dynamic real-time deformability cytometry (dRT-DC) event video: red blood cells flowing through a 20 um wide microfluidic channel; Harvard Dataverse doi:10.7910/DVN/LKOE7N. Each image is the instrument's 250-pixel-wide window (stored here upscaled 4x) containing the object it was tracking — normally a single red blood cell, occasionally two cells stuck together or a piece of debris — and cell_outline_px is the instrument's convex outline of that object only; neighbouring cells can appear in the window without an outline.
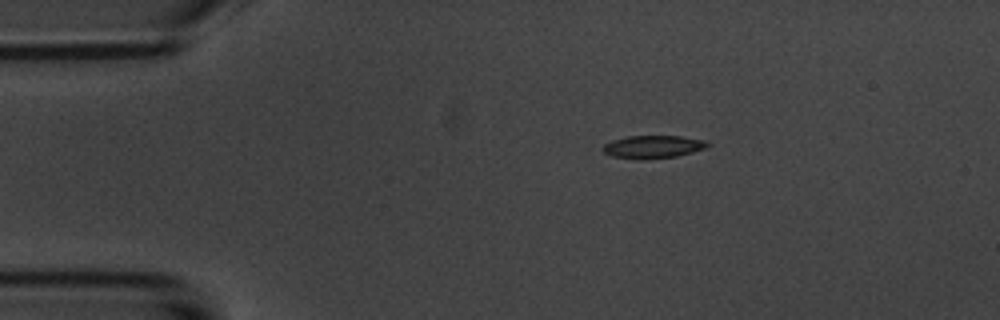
{"species": "common noctule bat (a hibernating species)", "species_latin": "Nyctalus noctula", "temperature_condition": "room temperature", "stored_images_in_passage": 6, "camera_frame_rate_fps": 3000, "um_per_image_px": 0.085, "animal": {"sex": "male", "body_mass_g": 20.1, "forearm_length_mm": 53.5}, "frame": {"image": 1, "passage_image": 1, "time_ms": 0.0, "image_size_px": [1000, 320], "cell_outline_px": [[712, 144], [708, 148], [676, 156], [644, 160], [640, 160], [612, 156], [604, 152], [600, 148], [604, 144], [612, 140], [628, 136], [680, 136], [704, 140]], "centroid_in_image_um": [55.51, 12.48], "position_along_channel_um": 29.5, "area_um2": 14.1}}
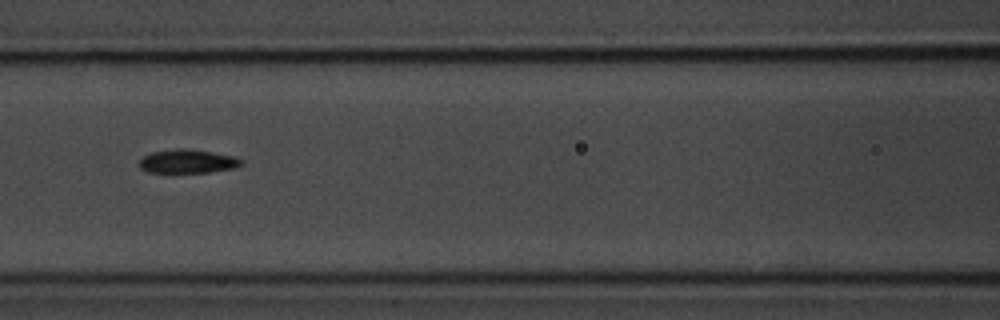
{"frame": {"image": 2, "passage_image": 5, "time_ms": 4.667, "image_size_px": [1000, 320], "cell_outline_px": [[244, 164], [236, 168], [208, 172], [148, 172], [140, 168], [140, 160], [144, 156], [152, 152], [176, 148], [184, 148], [212, 152], [232, 156], [244, 160]], "centroid_in_image_um": [15.98, 13.71], "position_along_channel_um": 150.6, "area_um2": 14.05}}
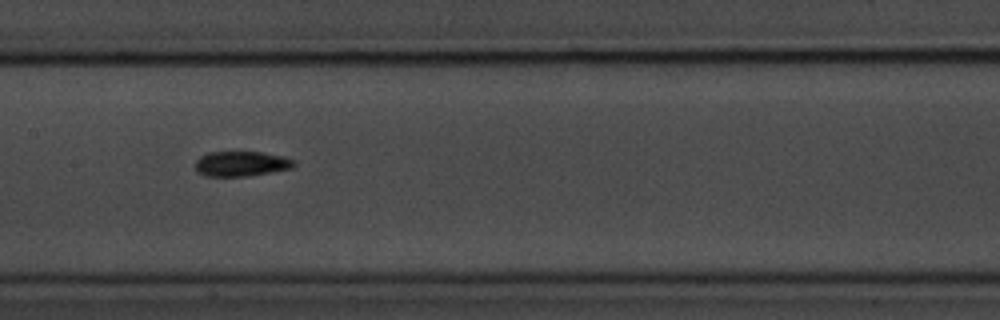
{"frame": {"image": 3, "passage_image": 6, "time_ms": 5.667, "image_size_px": [1000, 320], "cell_outline_px": [[296, 164], [292, 168], [248, 176], [204, 176], [196, 172], [196, 160], [200, 156], [208, 152], [260, 152], [284, 156], [296, 160]], "centroid_in_image_um": [20.51, 13.92], "position_along_channel_um": 186.9, "area_um2": 14.51}}